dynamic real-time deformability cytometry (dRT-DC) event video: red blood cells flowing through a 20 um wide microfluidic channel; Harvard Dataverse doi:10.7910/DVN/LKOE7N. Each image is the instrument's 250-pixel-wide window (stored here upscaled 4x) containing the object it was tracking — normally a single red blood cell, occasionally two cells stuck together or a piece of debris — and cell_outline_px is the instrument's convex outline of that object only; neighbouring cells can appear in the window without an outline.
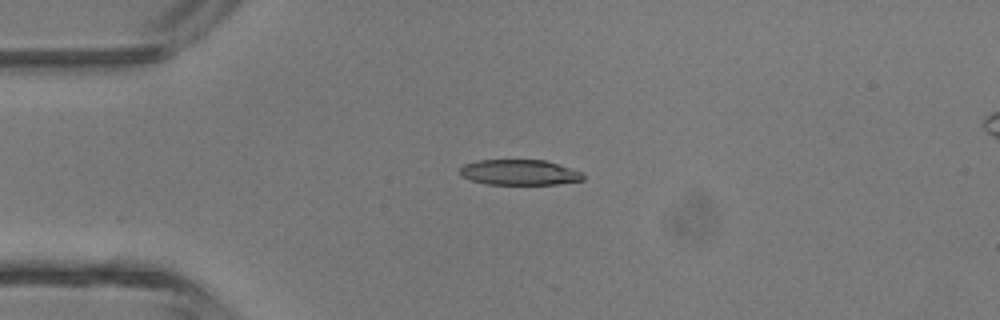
{"species": "common noctule bat (a hibernating species)", "species_latin": "Nyctalus noctula", "temperature_condition": "room temperature", "stored_images_in_passage": 2, "camera_frame_rate_fps": 3000, "um_per_image_px": 0.085, "animal": {"sex": "male", "body_mass_g": 13.3}, "frame": {"image": 1, "passage_image": 2, "time_ms": 1.333, "image_size_px": [1000, 320], "cell_outline_px": [[584, 180], [556, 184], [488, 184], [472, 180], [460, 176], [460, 168], [464, 164], [476, 160], [544, 160], [584, 172]], "centroid_in_image_um": [44.16, 14.65], "position_along_channel_um": 40.8, "area_um2": 18.26}}